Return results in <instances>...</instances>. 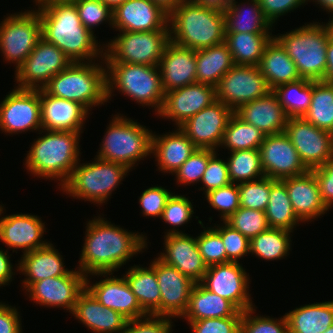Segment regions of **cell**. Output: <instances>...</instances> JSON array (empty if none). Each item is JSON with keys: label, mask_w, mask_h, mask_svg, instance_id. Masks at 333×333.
<instances>
[{"label": "cell", "mask_w": 333, "mask_h": 333, "mask_svg": "<svg viewBox=\"0 0 333 333\" xmlns=\"http://www.w3.org/2000/svg\"><path fill=\"white\" fill-rule=\"evenodd\" d=\"M106 218L95 216L86 224L79 267L83 274L114 273L136 254L147 248V237L116 226ZM117 269V270H116Z\"/></svg>", "instance_id": "1"}, {"label": "cell", "mask_w": 333, "mask_h": 333, "mask_svg": "<svg viewBox=\"0 0 333 333\" xmlns=\"http://www.w3.org/2000/svg\"><path fill=\"white\" fill-rule=\"evenodd\" d=\"M37 9L42 37L56 45L72 62L104 58V44L100 45L96 34L83 26L73 1L52 2Z\"/></svg>", "instance_id": "2"}, {"label": "cell", "mask_w": 333, "mask_h": 333, "mask_svg": "<svg viewBox=\"0 0 333 333\" xmlns=\"http://www.w3.org/2000/svg\"><path fill=\"white\" fill-rule=\"evenodd\" d=\"M45 135L34 140L25 159V167L37 178L58 180L62 186L81 161L80 134L73 131L40 130Z\"/></svg>", "instance_id": "3"}, {"label": "cell", "mask_w": 333, "mask_h": 333, "mask_svg": "<svg viewBox=\"0 0 333 333\" xmlns=\"http://www.w3.org/2000/svg\"><path fill=\"white\" fill-rule=\"evenodd\" d=\"M170 40L194 49L209 48L225 42L224 11L182 0L169 12Z\"/></svg>", "instance_id": "4"}, {"label": "cell", "mask_w": 333, "mask_h": 333, "mask_svg": "<svg viewBox=\"0 0 333 333\" xmlns=\"http://www.w3.org/2000/svg\"><path fill=\"white\" fill-rule=\"evenodd\" d=\"M101 60L100 63L72 62L53 76L43 90L48 95L77 102L88 111L104 105L108 102L106 65L104 58Z\"/></svg>", "instance_id": "5"}, {"label": "cell", "mask_w": 333, "mask_h": 333, "mask_svg": "<svg viewBox=\"0 0 333 333\" xmlns=\"http://www.w3.org/2000/svg\"><path fill=\"white\" fill-rule=\"evenodd\" d=\"M332 27L329 22H313L286 34L274 35L296 64L301 78L323 80L327 65V42Z\"/></svg>", "instance_id": "6"}, {"label": "cell", "mask_w": 333, "mask_h": 333, "mask_svg": "<svg viewBox=\"0 0 333 333\" xmlns=\"http://www.w3.org/2000/svg\"><path fill=\"white\" fill-rule=\"evenodd\" d=\"M105 65L107 100H111L110 97L114 96L115 92L113 89H117L138 105L151 106L155 109V114L160 112L165 92L159 66L130 63H105Z\"/></svg>", "instance_id": "7"}, {"label": "cell", "mask_w": 333, "mask_h": 333, "mask_svg": "<svg viewBox=\"0 0 333 333\" xmlns=\"http://www.w3.org/2000/svg\"><path fill=\"white\" fill-rule=\"evenodd\" d=\"M114 116L95 156L122 164L131 170L144 157L151 156L153 131L123 114L117 113Z\"/></svg>", "instance_id": "8"}, {"label": "cell", "mask_w": 333, "mask_h": 333, "mask_svg": "<svg viewBox=\"0 0 333 333\" xmlns=\"http://www.w3.org/2000/svg\"><path fill=\"white\" fill-rule=\"evenodd\" d=\"M80 164V165H79ZM130 170L119 163L95 156L92 163L76 164L61 191L74 199L90 201L95 205L105 203Z\"/></svg>", "instance_id": "9"}, {"label": "cell", "mask_w": 333, "mask_h": 333, "mask_svg": "<svg viewBox=\"0 0 333 333\" xmlns=\"http://www.w3.org/2000/svg\"><path fill=\"white\" fill-rule=\"evenodd\" d=\"M119 33L104 44L105 63L159 66L165 48L171 41L169 25L163 30Z\"/></svg>", "instance_id": "10"}, {"label": "cell", "mask_w": 333, "mask_h": 333, "mask_svg": "<svg viewBox=\"0 0 333 333\" xmlns=\"http://www.w3.org/2000/svg\"><path fill=\"white\" fill-rule=\"evenodd\" d=\"M42 38L37 9L9 14L0 23V51L4 60L15 64V71Z\"/></svg>", "instance_id": "11"}, {"label": "cell", "mask_w": 333, "mask_h": 333, "mask_svg": "<svg viewBox=\"0 0 333 333\" xmlns=\"http://www.w3.org/2000/svg\"><path fill=\"white\" fill-rule=\"evenodd\" d=\"M72 61L56 45L47 42L43 37L15 71V80L20 89H43L50 79L65 70Z\"/></svg>", "instance_id": "12"}, {"label": "cell", "mask_w": 333, "mask_h": 333, "mask_svg": "<svg viewBox=\"0 0 333 333\" xmlns=\"http://www.w3.org/2000/svg\"><path fill=\"white\" fill-rule=\"evenodd\" d=\"M271 91L258 66L234 65L216 86V100L233 112Z\"/></svg>", "instance_id": "13"}, {"label": "cell", "mask_w": 333, "mask_h": 333, "mask_svg": "<svg viewBox=\"0 0 333 333\" xmlns=\"http://www.w3.org/2000/svg\"><path fill=\"white\" fill-rule=\"evenodd\" d=\"M0 129L7 135L42 130L39 90L14 87L0 103Z\"/></svg>", "instance_id": "14"}, {"label": "cell", "mask_w": 333, "mask_h": 333, "mask_svg": "<svg viewBox=\"0 0 333 333\" xmlns=\"http://www.w3.org/2000/svg\"><path fill=\"white\" fill-rule=\"evenodd\" d=\"M249 281V274L240 262H227L208 266L200 283L244 312L255 307L249 293Z\"/></svg>", "instance_id": "15"}, {"label": "cell", "mask_w": 333, "mask_h": 333, "mask_svg": "<svg viewBox=\"0 0 333 333\" xmlns=\"http://www.w3.org/2000/svg\"><path fill=\"white\" fill-rule=\"evenodd\" d=\"M284 133L309 169L323 166L333 157V133L301 118H289Z\"/></svg>", "instance_id": "16"}, {"label": "cell", "mask_w": 333, "mask_h": 333, "mask_svg": "<svg viewBox=\"0 0 333 333\" xmlns=\"http://www.w3.org/2000/svg\"><path fill=\"white\" fill-rule=\"evenodd\" d=\"M77 269V270H76ZM67 275L32 283L25 291L31 301L40 306L64 308L72 313L80 293L86 288V275L78 268Z\"/></svg>", "instance_id": "17"}, {"label": "cell", "mask_w": 333, "mask_h": 333, "mask_svg": "<svg viewBox=\"0 0 333 333\" xmlns=\"http://www.w3.org/2000/svg\"><path fill=\"white\" fill-rule=\"evenodd\" d=\"M233 113L228 106L216 100L179 128L197 148L219 151L224 131Z\"/></svg>", "instance_id": "18"}, {"label": "cell", "mask_w": 333, "mask_h": 333, "mask_svg": "<svg viewBox=\"0 0 333 333\" xmlns=\"http://www.w3.org/2000/svg\"><path fill=\"white\" fill-rule=\"evenodd\" d=\"M259 151L262 170L266 177L281 180L309 171L284 132L266 135Z\"/></svg>", "instance_id": "19"}, {"label": "cell", "mask_w": 333, "mask_h": 333, "mask_svg": "<svg viewBox=\"0 0 333 333\" xmlns=\"http://www.w3.org/2000/svg\"><path fill=\"white\" fill-rule=\"evenodd\" d=\"M215 101L216 87L196 82L165 92L163 106L157 116L171 119L177 128Z\"/></svg>", "instance_id": "20"}, {"label": "cell", "mask_w": 333, "mask_h": 333, "mask_svg": "<svg viewBox=\"0 0 333 333\" xmlns=\"http://www.w3.org/2000/svg\"><path fill=\"white\" fill-rule=\"evenodd\" d=\"M149 265L156 271L160 289V316L180 319L187 309L190 292L195 282L158 257Z\"/></svg>", "instance_id": "21"}, {"label": "cell", "mask_w": 333, "mask_h": 333, "mask_svg": "<svg viewBox=\"0 0 333 333\" xmlns=\"http://www.w3.org/2000/svg\"><path fill=\"white\" fill-rule=\"evenodd\" d=\"M112 15V28L119 32L163 30L169 21V12L152 0H126Z\"/></svg>", "instance_id": "22"}, {"label": "cell", "mask_w": 333, "mask_h": 333, "mask_svg": "<svg viewBox=\"0 0 333 333\" xmlns=\"http://www.w3.org/2000/svg\"><path fill=\"white\" fill-rule=\"evenodd\" d=\"M113 274V272L90 274L105 278L92 284H90L91 277L86 276V288L104 307L115 310L128 320L148 315L141 308L124 275L120 278L113 276Z\"/></svg>", "instance_id": "23"}, {"label": "cell", "mask_w": 333, "mask_h": 333, "mask_svg": "<svg viewBox=\"0 0 333 333\" xmlns=\"http://www.w3.org/2000/svg\"><path fill=\"white\" fill-rule=\"evenodd\" d=\"M4 206L0 204V242L16 252L20 249L23 254L35 249L45 247L50 241H43L46 232L45 222L37 215L32 214H11L4 213Z\"/></svg>", "instance_id": "24"}, {"label": "cell", "mask_w": 333, "mask_h": 333, "mask_svg": "<svg viewBox=\"0 0 333 333\" xmlns=\"http://www.w3.org/2000/svg\"><path fill=\"white\" fill-rule=\"evenodd\" d=\"M164 251L157 257L175 267L193 282L200 283L208 269L197 246L196 237L186 233L164 235Z\"/></svg>", "instance_id": "25"}, {"label": "cell", "mask_w": 333, "mask_h": 333, "mask_svg": "<svg viewBox=\"0 0 333 333\" xmlns=\"http://www.w3.org/2000/svg\"><path fill=\"white\" fill-rule=\"evenodd\" d=\"M42 129L82 133L89 111L81 104L39 90Z\"/></svg>", "instance_id": "26"}, {"label": "cell", "mask_w": 333, "mask_h": 333, "mask_svg": "<svg viewBox=\"0 0 333 333\" xmlns=\"http://www.w3.org/2000/svg\"><path fill=\"white\" fill-rule=\"evenodd\" d=\"M281 181L287 188L296 216L302 222H312L329 211L322 201L318 182L311 170L299 176L283 178Z\"/></svg>", "instance_id": "27"}, {"label": "cell", "mask_w": 333, "mask_h": 333, "mask_svg": "<svg viewBox=\"0 0 333 333\" xmlns=\"http://www.w3.org/2000/svg\"><path fill=\"white\" fill-rule=\"evenodd\" d=\"M161 72L164 92H170L196 83V51L170 41L161 57Z\"/></svg>", "instance_id": "28"}, {"label": "cell", "mask_w": 333, "mask_h": 333, "mask_svg": "<svg viewBox=\"0 0 333 333\" xmlns=\"http://www.w3.org/2000/svg\"><path fill=\"white\" fill-rule=\"evenodd\" d=\"M71 314L94 333H122L129 321L115 310L104 307L87 288L80 293Z\"/></svg>", "instance_id": "29"}, {"label": "cell", "mask_w": 333, "mask_h": 333, "mask_svg": "<svg viewBox=\"0 0 333 333\" xmlns=\"http://www.w3.org/2000/svg\"><path fill=\"white\" fill-rule=\"evenodd\" d=\"M234 113L244 122L260 129L265 136L284 132L289 119L272 90L263 97L241 105Z\"/></svg>", "instance_id": "30"}, {"label": "cell", "mask_w": 333, "mask_h": 333, "mask_svg": "<svg viewBox=\"0 0 333 333\" xmlns=\"http://www.w3.org/2000/svg\"><path fill=\"white\" fill-rule=\"evenodd\" d=\"M18 262L15 264L17 272L26 276L21 280L25 290L32 283L46 278L64 276L71 271L65 268L62 255L50 242L45 247L23 254Z\"/></svg>", "instance_id": "31"}, {"label": "cell", "mask_w": 333, "mask_h": 333, "mask_svg": "<svg viewBox=\"0 0 333 333\" xmlns=\"http://www.w3.org/2000/svg\"><path fill=\"white\" fill-rule=\"evenodd\" d=\"M196 149L179 127L163 135L152 133L151 155L155 156L156 166L162 173L175 174Z\"/></svg>", "instance_id": "32"}, {"label": "cell", "mask_w": 333, "mask_h": 333, "mask_svg": "<svg viewBox=\"0 0 333 333\" xmlns=\"http://www.w3.org/2000/svg\"><path fill=\"white\" fill-rule=\"evenodd\" d=\"M239 311L230 301L209 291L201 283H195L189 297L183 319L198 321L208 318L242 317Z\"/></svg>", "instance_id": "33"}, {"label": "cell", "mask_w": 333, "mask_h": 333, "mask_svg": "<svg viewBox=\"0 0 333 333\" xmlns=\"http://www.w3.org/2000/svg\"><path fill=\"white\" fill-rule=\"evenodd\" d=\"M258 67L270 90L301 79L296 64L274 37L266 45Z\"/></svg>", "instance_id": "34"}, {"label": "cell", "mask_w": 333, "mask_h": 333, "mask_svg": "<svg viewBox=\"0 0 333 333\" xmlns=\"http://www.w3.org/2000/svg\"><path fill=\"white\" fill-rule=\"evenodd\" d=\"M224 16L225 33H272L273 27L264 17L258 0L239 4L231 0L224 10Z\"/></svg>", "instance_id": "35"}, {"label": "cell", "mask_w": 333, "mask_h": 333, "mask_svg": "<svg viewBox=\"0 0 333 333\" xmlns=\"http://www.w3.org/2000/svg\"><path fill=\"white\" fill-rule=\"evenodd\" d=\"M288 333H323L333 325V300L305 304L285 313Z\"/></svg>", "instance_id": "36"}, {"label": "cell", "mask_w": 333, "mask_h": 333, "mask_svg": "<svg viewBox=\"0 0 333 333\" xmlns=\"http://www.w3.org/2000/svg\"><path fill=\"white\" fill-rule=\"evenodd\" d=\"M124 277L141 308L149 315L160 316L161 294L155 269L151 265L147 268L134 264Z\"/></svg>", "instance_id": "37"}, {"label": "cell", "mask_w": 333, "mask_h": 333, "mask_svg": "<svg viewBox=\"0 0 333 333\" xmlns=\"http://www.w3.org/2000/svg\"><path fill=\"white\" fill-rule=\"evenodd\" d=\"M235 65L224 42L196 51V82L217 86L223 75Z\"/></svg>", "instance_id": "38"}, {"label": "cell", "mask_w": 333, "mask_h": 333, "mask_svg": "<svg viewBox=\"0 0 333 333\" xmlns=\"http://www.w3.org/2000/svg\"><path fill=\"white\" fill-rule=\"evenodd\" d=\"M272 33H225L235 65L258 66Z\"/></svg>", "instance_id": "39"}, {"label": "cell", "mask_w": 333, "mask_h": 333, "mask_svg": "<svg viewBox=\"0 0 333 333\" xmlns=\"http://www.w3.org/2000/svg\"><path fill=\"white\" fill-rule=\"evenodd\" d=\"M265 215L270 228L293 232V229L302 223L293 210L287 188L281 180L270 178V195Z\"/></svg>", "instance_id": "40"}, {"label": "cell", "mask_w": 333, "mask_h": 333, "mask_svg": "<svg viewBox=\"0 0 333 333\" xmlns=\"http://www.w3.org/2000/svg\"><path fill=\"white\" fill-rule=\"evenodd\" d=\"M288 118H301L309 109L313 94V81L301 78L277 86L272 90Z\"/></svg>", "instance_id": "41"}, {"label": "cell", "mask_w": 333, "mask_h": 333, "mask_svg": "<svg viewBox=\"0 0 333 333\" xmlns=\"http://www.w3.org/2000/svg\"><path fill=\"white\" fill-rule=\"evenodd\" d=\"M291 233L285 229L269 228L250 239V253L262 260H281L289 255Z\"/></svg>", "instance_id": "42"}, {"label": "cell", "mask_w": 333, "mask_h": 333, "mask_svg": "<svg viewBox=\"0 0 333 333\" xmlns=\"http://www.w3.org/2000/svg\"><path fill=\"white\" fill-rule=\"evenodd\" d=\"M303 118L317 128L333 133V83L313 81L311 104Z\"/></svg>", "instance_id": "43"}, {"label": "cell", "mask_w": 333, "mask_h": 333, "mask_svg": "<svg viewBox=\"0 0 333 333\" xmlns=\"http://www.w3.org/2000/svg\"><path fill=\"white\" fill-rule=\"evenodd\" d=\"M265 135L252 124L244 122L233 113L224 131L221 148L225 147L230 152L238 150L256 149L259 150Z\"/></svg>", "instance_id": "44"}, {"label": "cell", "mask_w": 333, "mask_h": 333, "mask_svg": "<svg viewBox=\"0 0 333 333\" xmlns=\"http://www.w3.org/2000/svg\"><path fill=\"white\" fill-rule=\"evenodd\" d=\"M227 158L228 175L231 183L240 184L264 177L260 151L256 149L230 152Z\"/></svg>", "instance_id": "45"}, {"label": "cell", "mask_w": 333, "mask_h": 333, "mask_svg": "<svg viewBox=\"0 0 333 333\" xmlns=\"http://www.w3.org/2000/svg\"><path fill=\"white\" fill-rule=\"evenodd\" d=\"M225 222L251 239L270 228L265 211L239 207Z\"/></svg>", "instance_id": "46"}, {"label": "cell", "mask_w": 333, "mask_h": 333, "mask_svg": "<svg viewBox=\"0 0 333 333\" xmlns=\"http://www.w3.org/2000/svg\"><path fill=\"white\" fill-rule=\"evenodd\" d=\"M193 208L194 207L191 201L186 196L172 193L166 202L160 218L168 225L170 224V226H174L173 228L167 230L165 235L184 233L181 230L179 231L178 227L183 226V224L190 221L194 214Z\"/></svg>", "instance_id": "47"}, {"label": "cell", "mask_w": 333, "mask_h": 333, "mask_svg": "<svg viewBox=\"0 0 333 333\" xmlns=\"http://www.w3.org/2000/svg\"><path fill=\"white\" fill-rule=\"evenodd\" d=\"M202 226L199 236L196 237L198 249L207 266L227 263V255L220 234L213 227H204L203 222L198 220Z\"/></svg>", "instance_id": "48"}, {"label": "cell", "mask_w": 333, "mask_h": 333, "mask_svg": "<svg viewBox=\"0 0 333 333\" xmlns=\"http://www.w3.org/2000/svg\"><path fill=\"white\" fill-rule=\"evenodd\" d=\"M240 207L265 211L269 202L270 178L262 177L257 180L238 184Z\"/></svg>", "instance_id": "49"}, {"label": "cell", "mask_w": 333, "mask_h": 333, "mask_svg": "<svg viewBox=\"0 0 333 333\" xmlns=\"http://www.w3.org/2000/svg\"><path fill=\"white\" fill-rule=\"evenodd\" d=\"M216 152L211 149L197 148L175 173L176 184L190 186L191 184L199 183L204 175L209 159Z\"/></svg>", "instance_id": "50"}, {"label": "cell", "mask_w": 333, "mask_h": 333, "mask_svg": "<svg viewBox=\"0 0 333 333\" xmlns=\"http://www.w3.org/2000/svg\"><path fill=\"white\" fill-rule=\"evenodd\" d=\"M77 8L81 23L85 28L92 30L93 28L103 24L104 22L113 26V10L100 0H72Z\"/></svg>", "instance_id": "51"}, {"label": "cell", "mask_w": 333, "mask_h": 333, "mask_svg": "<svg viewBox=\"0 0 333 333\" xmlns=\"http://www.w3.org/2000/svg\"><path fill=\"white\" fill-rule=\"evenodd\" d=\"M255 307L242 313L240 333H288L285 315L280 318L253 316Z\"/></svg>", "instance_id": "52"}, {"label": "cell", "mask_w": 333, "mask_h": 333, "mask_svg": "<svg viewBox=\"0 0 333 333\" xmlns=\"http://www.w3.org/2000/svg\"><path fill=\"white\" fill-rule=\"evenodd\" d=\"M205 198L213 209L220 212L221 221L228 219L240 207L238 184L230 183L211 190L205 194Z\"/></svg>", "instance_id": "53"}, {"label": "cell", "mask_w": 333, "mask_h": 333, "mask_svg": "<svg viewBox=\"0 0 333 333\" xmlns=\"http://www.w3.org/2000/svg\"><path fill=\"white\" fill-rule=\"evenodd\" d=\"M221 236L224 244L227 262H239L241 258L250 254V239L240 231L233 229L225 221L213 227Z\"/></svg>", "instance_id": "54"}, {"label": "cell", "mask_w": 333, "mask_h": 333, "mask_svg": "<svg viewBox=\"0 0 333 333\" xmlns=\"http://www.w3.org/2000/svg\"><path fill=\"white\" fill-rule=\"evenodd\" d=\"M219 154L216 152L207 164L206 170L200 182L203 187L200 190H204V195L211 190L218 189L229 185L231 182L228 175L227 161L217 157Z\"/></svg>", "instance_id": "55"}, {"label": "cell", "mask_w": 333, "mask_h": 333, "mask_svg": "<svg viewBox=\"0 0 333 333\" xmlns=\"http://www.w3.org/2000/svg\"><path fill=\"white\" fill-rule=\"evenodd\" d=\"M172 192L162 186H152L145 189L139 197L142 214L145 217L162 216L168 198Z\"/></svg>", "instance_id": "56"}, {"label": "cell", "mask_w": 333, "mask_h": 333, "mask_svg": "<svg viewBox=\"0 0 333 333\" xmlns=\"http://www.w3.org/2000/svg\"><path fill=\"white\" fill-rule=\"evenodd\" d=\"M242 317L208 318L188 321L193 333H240Z\"/></svg>", "instance_id": "57"}, {"label": "cell", "mask_w": 333, "mask_h": 333, "mask_svg": "<svg viewBox=\"0 0 333 333\" xmlns=\"http://www.w3.org/2000/svg\"><path fill=\"white\" fill-rule=\"evenodd\" d=\"M172 319L169 317L146 315L141 318L129 320L122 333H170Z\"/></svg>", "instance_id": "58"}, {"label": "cell", "mask_w": 333, "mask_h": 333, "mask_svg": "<svg viewBox=\"0 0 333 333\" xmlns=\"http://www.w3.org/2000/svg\"><path fill=\"white\" fill-rule=\"evenodd\" d=\"M264 17L269 23L274 24L279 20L280 16H284L288 12L307 4L308 0H258Z\"/></svg>", "instance_id": "59"}, {"label": "cell", "mask_w": 333, "mask_h": 333, "mask_svg": "<svg viewBox=\"0 0 333 333\" xmlns=\"http://www.w3.org/2000/svg\"><path fill=\"white\" fill-rule=\"evenodd\" d=\"M318 182L322 201L328 209L333 207V157L323 166L311 170ZM332 205V206H331Z\"/></svg>", "instance_id": "60"}, {"label": "cell", "mask_w": 333, "mask_h": 333, "mask_svg": "<svg viewBox=\"0 0 333 333\" xmlns=\"http://www.w3.org/2000/svg\"><path fill=\"white\" fill-rule=\"evenodd\" d=\"M20 317L16 306L0 302V333H23Z\"/></svg>", "instance_id": "61"}, {"label": "cell", "mask_w": 333, "mask_h": 333, "mask_svg": "<svg viewBox=\"0 0 333 333\" xmlns=\"http://www.w3.org/2000/svg\"><path fill=\"white\" fill-rule=\"evenodd\" d=\"M15 274L8 251L0 249V287L11 283Z\"/></svg>", "instance_id": "62"}, {"label": "cell", "mask_w": 333, "mask_h": 333, "mask_svg": "<svg viewBox=\"0 0 333 333\" xmlns=\"http://www.w3.org/2000/svg\"><path fill=\"white\" fill-rule=\"evenodd\" d=\"M326 59L327 65L322 81L333 83V30L330 32L328 37Z\"/></svg>", "instance_id": "63"}, {"label": "cell", "mask_w": 333, "mask_h": 333, "mask_svg": "<svg viewBox=\"0 0 333 333\" xmlns=\"http://www.w3.org/2000/svg\"><path fill=\"white\" fill-rule=\"evenodd\" d=\"M192 1L203 5L204 7H209L224 11L231 0H192Z\"/></svg>", "instance_id": "64"}, {"label": "cell", "mask_w": 333, "mask_h": 333, "mask_svg": "<svg viewBox=\"0 0 333 333\" xmlns=\"http://www.w3.org/2000/svg\"><path fill=\"white\" fill-rule=\"evenodd\" d=\"M153 2L161 5L166 11L173 10L182 0H152Z\"/></svg>", "instance_id": "65"}, {"label": "cell", "mask_w": 333, "mask_h": 333, "mask_svg": "<svg viewBox=\"0 0 333 333\" xmlns=\"http://www.w3.org/2000/svg\"><path fill=\"white\" fill-rule=\"evenodd\" d=\"M309 2H315V4H319L318 6L323 8V10H326V12L332 14L333 16V0H308Z\"/></svg>", "instance_id": "66"}, {"label": "cell", "mask_w": 333, "mask_h": 333, "mask_svg": "<svg viewBox=\"0 0 333 333\" xmlns=\"http://www.w3.org/2000/svg\"><path fill=\"white\" fill-rule=\"evenodd\" d=\"M63 1H72V0H34L33 2L36 3V6H38L37 8H40L52 2H63Z\"/></svg>", "instance_id": "67"}, {"label": "cell", "mask_w": 333, "mask_h": 333, "mask_svg": "<svg viewBox=\"0 0 333 333\" xmlns=\"http://www.w3.org/2000/svg\"><path fill=\"white\" fill-rule=\"evenodd\" d=\"M106 5H108L112 10L119 4L124 3L126 0H100Z\"/></svg>", "instance_id": "68"}, {"label": "cell", "mask_w": 333, "mask_h": 333, "mask_svg": "<svg viewBox=\"0 0 333 333\" xmlns=\"http://www.w3.org/2000/svg\"><path fill=\"white\" fill-rule=\"evenodd\" d=\"M323 333H333V325H331L325 332Z\"/></svg>", "instance_id": "69"}, {"label": "cell", "mask_w": 333, "mask_h": 333, "mask_svg": "<svg viewBox=\"0 0 333 333\" xmlns=\"http://www.w3.org/2000/svg\"><path fill=\"white\" fill-rule=\"evenodd\" d=\"M331 19V20H330ZM330 21H328L332 27V30H333V16H331V18H329Z\"/></svg>", "instance_id": "70"}]
</instances>
